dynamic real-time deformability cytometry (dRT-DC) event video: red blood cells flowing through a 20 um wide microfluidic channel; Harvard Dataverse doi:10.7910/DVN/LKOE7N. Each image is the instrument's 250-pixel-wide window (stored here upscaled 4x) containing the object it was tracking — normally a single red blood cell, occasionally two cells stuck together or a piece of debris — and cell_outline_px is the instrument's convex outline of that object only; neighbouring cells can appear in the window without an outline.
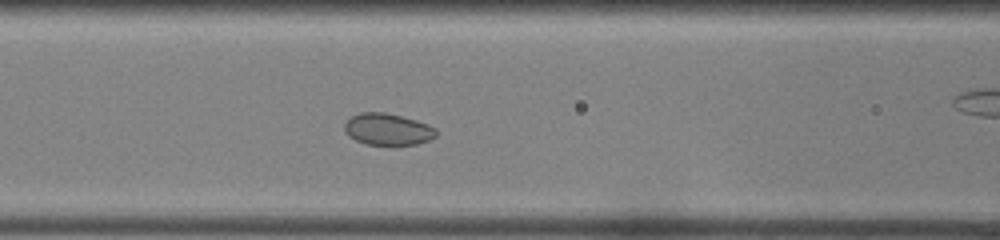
{"species": "common noctule bat (a hibernating species)", "species_latin": "Nyctalus noctula", "temperature_condition": "room temperature", "stored_images_in_passage": 35, "camera_frame_rate_fps": 3000, "um_per_image_px": 0.085, "animal": {"sex": "female", "body_mass_g": 22.0, "forearm_length_mm": 56.7}, "frame": {"image": 1, "passage_image": 6, "time_ms": 1.667, "image_size_px": [1000, 240], "cell_outline_px": [[436, 136], [428, 140], [416, 144], [364, 144], [348, 136], [344, 132], [344, 124], [352, 116], [360, 112], [384, 112], [416, 120], [428, 124], [436, 128]], "centroid_in_image_um": [32.93, 10.98], "position_along_channel_um": 133.7, "area_um2": 16.82}}
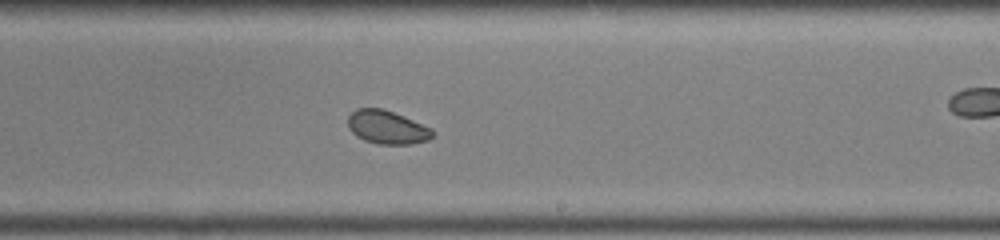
{"frame": {"image": 2, "passage_image": 15, "time_ms": 4.667, "image_size_px": [1000, 240], "cell_outline_px": [[436, 132], [428, 140], [412, 144], [380, 144], [364, 140], [356, 136], [348, 128], [348, 116], [356, 108], [384, 108], [432, 128]], "centroid_in_image_um": [32.9, 10.81], "position_along_channel_um": 256.1, "area_um2": 16.59}}
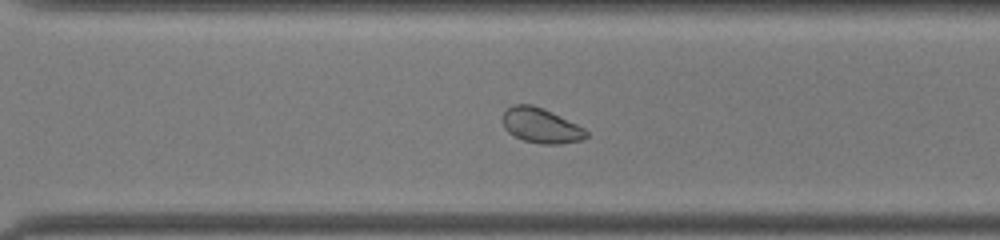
{"frame": {"image": 3, "passage_image": 20, "time_ms": 6.333, "image_size_px": [1000, 240], "cell_outline_px": [[588, 136], [584, 140], [560, 144], [540, 144], [524, 140], [512, 136], [504, 128], [504, 112], [508, 108], [516, 104], [532, 104], [544, 108], [584, 128], [588, 132]], "centroid_in_image_um": [46.0, 10.69], "position_along_channel_um": 324.6, "area_um2": 17.05}}